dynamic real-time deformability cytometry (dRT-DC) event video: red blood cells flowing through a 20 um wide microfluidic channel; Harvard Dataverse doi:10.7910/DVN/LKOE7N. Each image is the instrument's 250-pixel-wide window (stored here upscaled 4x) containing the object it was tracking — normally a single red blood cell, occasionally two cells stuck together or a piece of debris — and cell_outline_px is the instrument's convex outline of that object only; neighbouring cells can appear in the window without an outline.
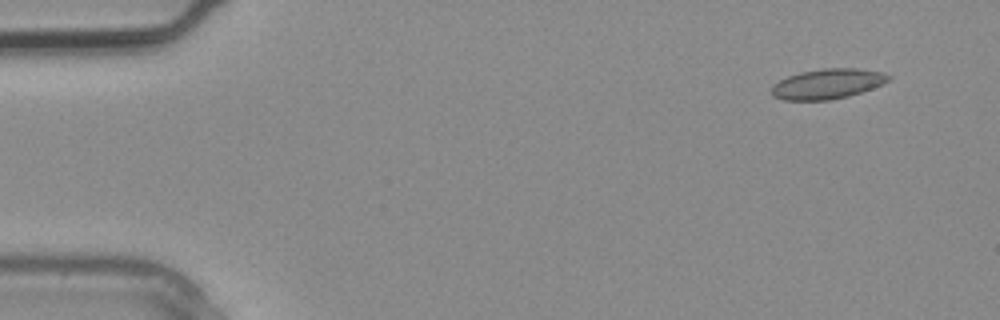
{"species": "common noctule bat (a hibernating species)", "species_latin": "Nyctalus noctula", "temperature_condition": "warm", "stored_images_in_passage": 3, "camera_frame_rate_fps": 3000, "um_per_image_px": 0.085, "animal": {"sex": "male", "body_mass_g": 20.4}, "frame": {"image": 1, "passage_image": 1, "time_ms": 0.0, "image_size_px": [1000, 320], "cell_outline_px": [[892, 76], [888, 80], [872, 88], [848, 96], [832, 100], [784, 100], [772, 96], [772, 84], [788, 76], [800, 72], [824, 68], [856, 68], [884, 72]], "centroid_in_image_um": [70.32, 7.12], "position_along_channel_um": 14.7, "area_um2": 20.46}}
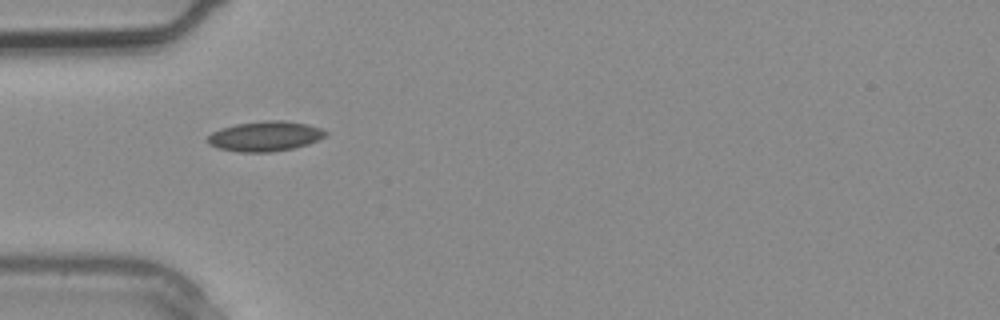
{"frame": {"image": 2, "passage_image": 3, "time_ms": 0.667, "image_size_px": [1000, 320], "cell_outline_px": [[328, 132], [324, 136], [308, 144], [292, 148], [272, 152], [240, 152], [216, 148], [208, 144], [208, 136], [212, 132], [220, 128], [236, 124], [264, 120], [284, 120], [308, 124], [320, 128]], "centroid_in_image_um": [22.5, 11.57], "position_along_channel_um": 62.5, "area_um2": 20.63}}